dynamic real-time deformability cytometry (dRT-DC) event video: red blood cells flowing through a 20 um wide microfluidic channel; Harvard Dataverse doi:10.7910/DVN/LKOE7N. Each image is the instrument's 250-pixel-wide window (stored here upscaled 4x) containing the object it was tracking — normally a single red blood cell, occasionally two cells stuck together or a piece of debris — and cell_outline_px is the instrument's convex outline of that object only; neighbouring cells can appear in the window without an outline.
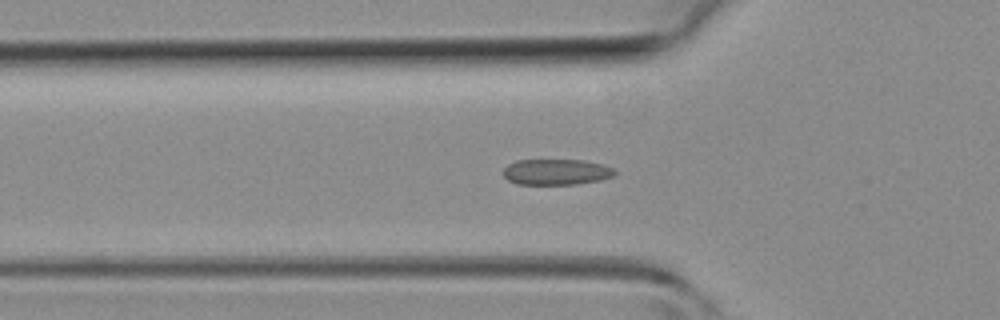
{"species": "common noctule bat (a hibernating species)", "species_latin": "Nyctalus noctula", "temperature_condition": "room temperature", "stored_images_in_passage": 44, "camera_frame_rate_fps": 3000, "um_per_image_px": 0.085, "animal": {"sex": "female", "body_mass_g": 19.3, "forearm_length_mm": 54.1}, "frame": {"image": 1, "passage_image": 14, "time_ms": 4.333, "image_size_px": [1000, 320], "cell_outline_px": [[616, 172], [612, 176], [600, 180], [576, 184], [516, 184], [508, 180], [504, 176], [504, 168], [508, 164], [516, 160], [584, 160], [604, 164], [612, 168]], "centroid_in_image_um": [47.28, 14.61], "position_along_channel_um": 78.5, "area_um2": 16.76}}
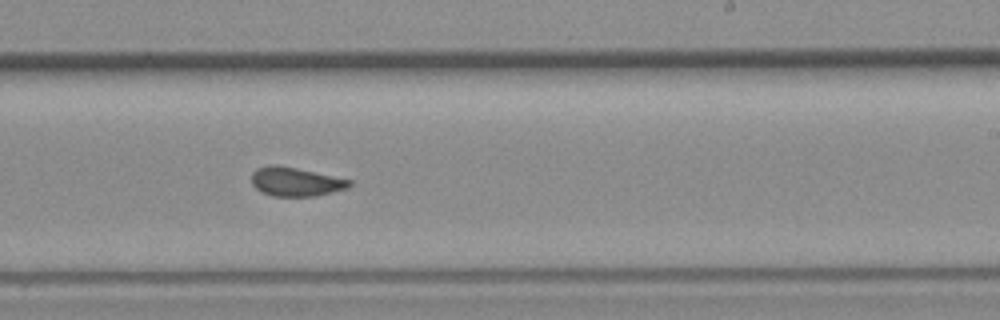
{"frame": {"image": 2, "passage_image": 26, "time_ms": 8.333, "image_size_px": [1000, 320], "cell_outline_px": [[352, 184], [348, 188], [316, 196], [272, 196], [260, 192], [252, 184], [252, 172], [256, 168], [272, 164], [276, 164], [296, 168], [352, 180]], "centroid_in_image_um": [25.11, 15.45], "position_along_channel_um": 263.9, "area_um2": 16.53}}
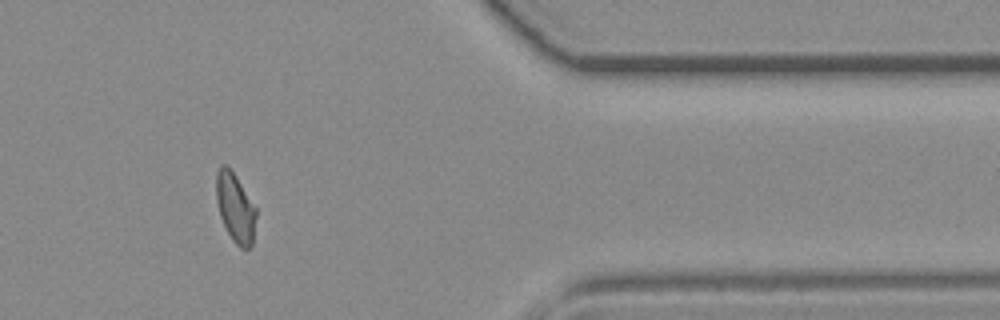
{"frame": {"image": 3, "passage_image": 36, "time_ms": 11.667, "image_size_px": [1000, 320], "cell_outline_px": [[256, 216], [252, 244], [248, 248], [240, 248], [232, 240], [220, 216], [216, 200], [216, 172], [220, 164], [228, 164], [236, 176], [256, 208]], "centroid_in_image_um": [19.98, 17.61], "position_along_channel_um": 391.4, "area_um2": 16.07}}